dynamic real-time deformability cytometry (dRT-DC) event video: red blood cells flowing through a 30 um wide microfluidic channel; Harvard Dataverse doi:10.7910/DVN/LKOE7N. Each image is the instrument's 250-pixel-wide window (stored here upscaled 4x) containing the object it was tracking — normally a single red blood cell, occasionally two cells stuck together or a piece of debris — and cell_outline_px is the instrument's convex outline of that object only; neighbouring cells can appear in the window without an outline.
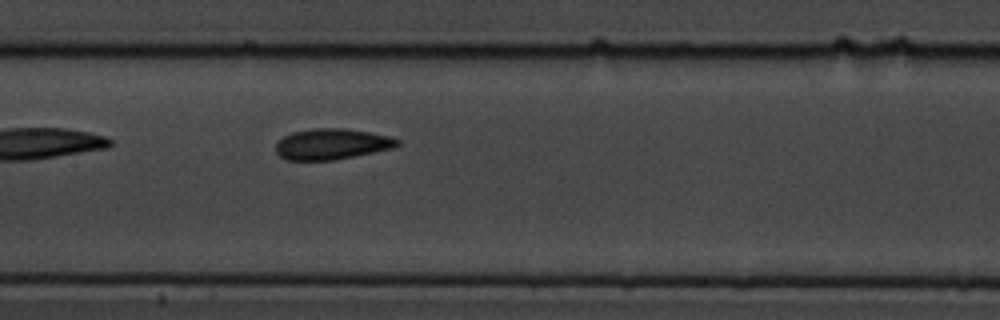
{"species": "common noctule bat (a hibernating species)", "species_latin": "Nyctalus noctula", "temperature_condition": "cold", "stored_images_in_passage": 7, "camera_frame_rate_fps": 3000, "um_per_image_px": 0.085, "animal": {"sex": "male", "body_mass_g": 19.5, "forearm_length_mm": 54.6}, "frame": {"image": 1, "passage_image": 7, "time_ms": 2.0, "image_size_px": [1000, 320], "cell_outline_px": [[400, 144], [392, 148], [332, 160], [284, 160], [276, 152], [276, 144], [284, 136], [292, 132], [312, 128], [344, 128], [392, 136], [400, 140]], "centroid_in_image_um": [28.19, 12.24], "position_along_channel_um": 179.2, "area_um2": 21.73}}